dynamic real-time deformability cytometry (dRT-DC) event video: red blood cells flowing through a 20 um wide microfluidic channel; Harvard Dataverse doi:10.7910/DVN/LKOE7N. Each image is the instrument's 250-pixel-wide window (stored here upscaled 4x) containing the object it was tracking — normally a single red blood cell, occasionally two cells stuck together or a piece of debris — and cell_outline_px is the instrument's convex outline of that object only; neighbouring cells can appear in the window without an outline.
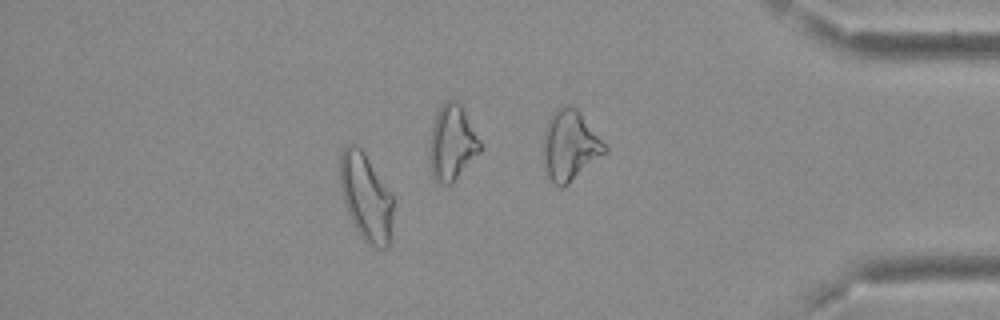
{"species": "Egyptian fruit bat (a non-hibernating species)", "species_latin": "Rousettus aegyptiacus", "temperature_condition": "cold", "stored_images_in_passage": 53, "camera_frame_rate_fps": 3000, "um_per_image_px": 0.085, "frame": {"image": 1, "passage_image": 46, "time_ms": 15.0, "image_size_px": [1000, 320], "cell_outline_px": [[392, 240], [388, 248], [376, 248], [368, 244], [360, 236], [348, 212], [340, 188], [340, 152], [348, 144], [356, 144], [364, 152], [392, 196]], "centroid_in_image_um": [31.11, 16.79], "position_along_channel_um": 404.1, "area_um2": 26.99}, "authors_computed_cell_mechanics": {"area_um2": 26.7036, "velocity_mm_per_s": 3.7858, "shape_relaxation_time_tau1_ms": null, "shape_relaxation_time_tau2_ms": 3.1296, "deformation_change_tau1": null, "deformation_change_tau2": 0.1179}}